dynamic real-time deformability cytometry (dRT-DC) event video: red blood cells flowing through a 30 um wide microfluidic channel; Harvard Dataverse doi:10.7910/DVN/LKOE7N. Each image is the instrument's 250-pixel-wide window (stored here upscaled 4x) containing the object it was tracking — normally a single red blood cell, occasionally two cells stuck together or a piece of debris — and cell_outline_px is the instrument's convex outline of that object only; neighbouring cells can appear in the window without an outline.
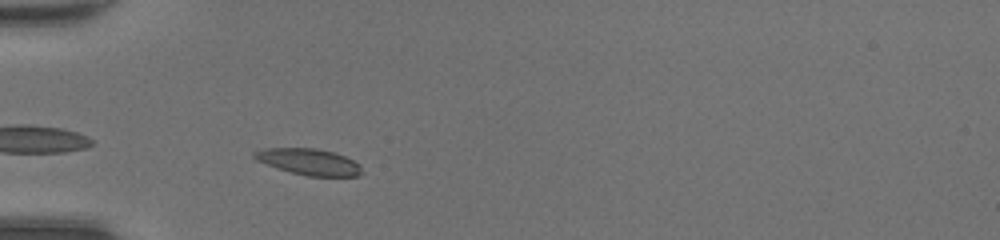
{"species": "common noctule bat (a hibernating species)", "species_latin": "Nyctalus noctula", "temperature_condition": "room temperature", "stored_images_in_passage": 30, "camera_frame_rate_fps": 3000, "um_per_image_px": 0.085, "animal": {"sex": "female", "body_mass_g": 20.0, "forearm_length_mm": 54.0}, "frame": {"image": 1, "passage_image": 2, "time_ms": 0.333, "image_size_px": [1000, 240], "cell_outline_px": [[364, 172], [360, 176], [308, 176], [276, 168], [256, 160], [252, 156], [252, 152], [264, 148], [316, 148], [332, 152], [344, 156], [360, 164]], "centroid_in_image_um": [26.26, 13.75], "position_along_channel_um": 58.7, "area_um2": 16.53}}
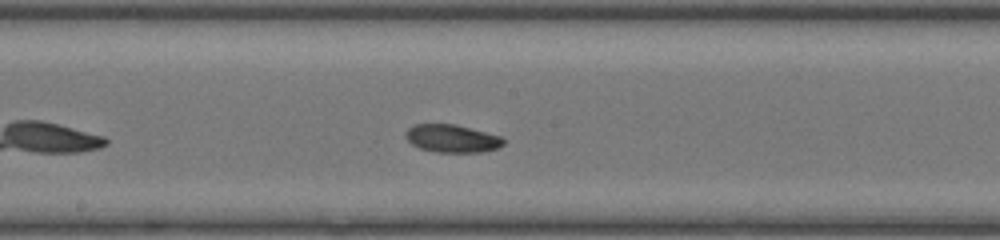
{"frame": {"image": 2, "passage_image": 13, "time_ms": 4.0, "image_size_px": [1000, 240], "cell_outline_px": [[504, 144], [500, 148], [484, 152], [436, 152], [420, 148], [412, 144], [404, 136], [404, 132], [412, 124], [456, 124], [500, 136], [504, 140]], "centroid_in_image_um": [38.41, 11.77], "position_along_channel_um": 209.8, "area_um2": 16.01}}
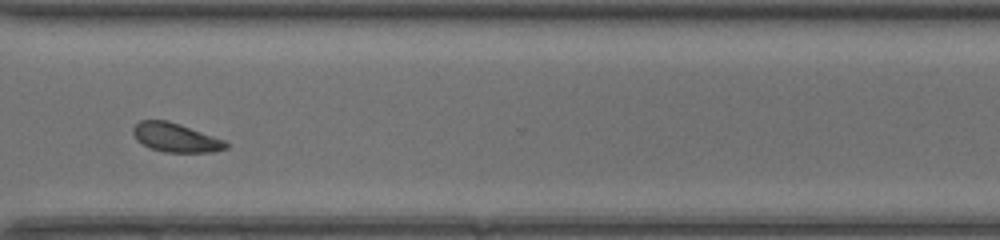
{"frame": {"image": 3, "passage_image": 23, "time_ms": 7.333, "image_size_px": [1000, 240], "cell_outline_px": [[228, 148], [212, 152], [164, 152], [152, 148], [136, 140], [132, 132], [132, 128], [140, 120], [168, 120], [180, 124], [224, 140], [228, 144]], "centroid_in_image_um": [14.91, 11.69], "position_along_channel_um": 355.7, "area_um2": 15.55}, "authors_computed_cell_mechanics": {"area_um2": 16.0106, "velocity_mm_per_s": 4.3831, "shape_relaxation_time_tau1_ms": 2.4661, "shape_relaxation_time_tau2_ms": null, "deformation_change_tau1": 0.1007, "deformation_change_tau2": null}}